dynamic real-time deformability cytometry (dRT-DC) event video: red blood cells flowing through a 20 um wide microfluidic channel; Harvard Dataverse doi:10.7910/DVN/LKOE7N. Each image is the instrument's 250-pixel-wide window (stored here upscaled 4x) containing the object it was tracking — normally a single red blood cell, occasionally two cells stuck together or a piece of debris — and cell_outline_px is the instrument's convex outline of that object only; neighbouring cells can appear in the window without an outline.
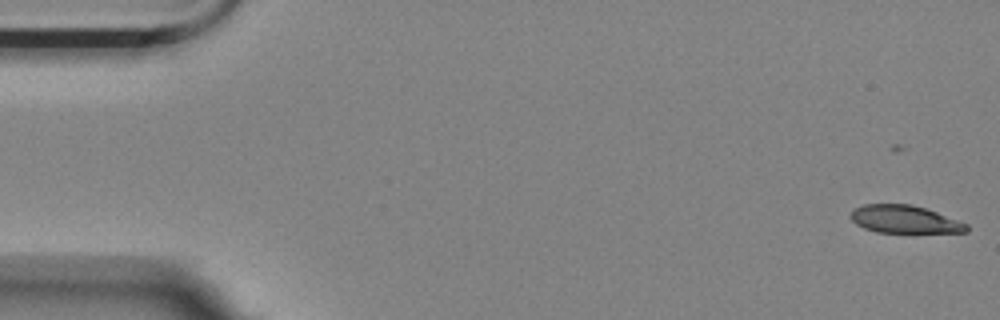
{"species": "Egyptian fruit bat (a non-hibernating species)", "species_latin": "Rousettus aegyptiacus", "temperature_condition": "room temperature", "stored_images_in_passage": 13, "camera_frame_rate_fps": 3000, "um_per_image_px": 0.085, "animal": {"sex": "female"}, "frame": {"image": 1, "passage_image": 3, "time_ms": 0.667, "image_size_px": [1000, 320], "cell_outline_px": [[968, 232], [876, 232], [864, 228], [856, 224], [848, 216], [856, 208], [864, 204], [912, 204], [936, 212], [968, 224]], "centroid_in_image_um": [76.86, 18.64], "position_along_channel_um": 8.1, "area_um2": 18.55}}